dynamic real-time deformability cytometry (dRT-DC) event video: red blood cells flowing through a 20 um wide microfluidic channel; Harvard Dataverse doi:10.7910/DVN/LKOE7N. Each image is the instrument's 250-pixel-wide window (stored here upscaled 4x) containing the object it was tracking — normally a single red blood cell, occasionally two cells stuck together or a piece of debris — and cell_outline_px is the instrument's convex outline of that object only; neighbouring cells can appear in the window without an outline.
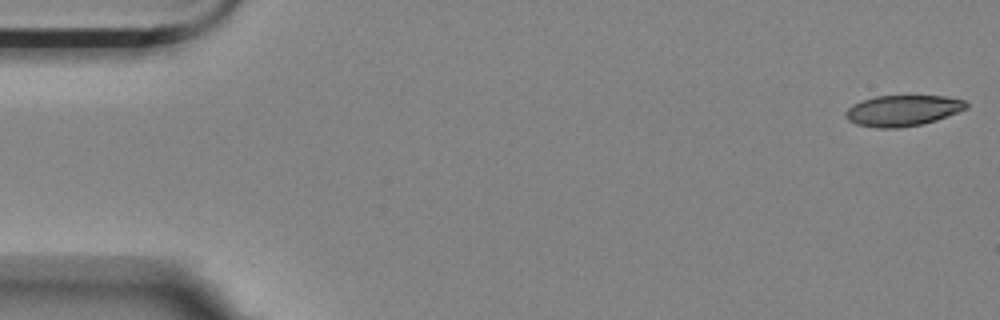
{"species": "Egyptian fruit bat (a non-hibernating species)", "species_latin": "Rousettus aegyptiacus", "temperature_condition": "room temperature", "stored_images_in_passage": 46, "camera_frame_rate_fps": 3000, "um_per_image_px": 0.085, "animal": {"sex": "female"}, "frame": {"image": 1, "passage_image": 1, "time_ms": 0.0, "image_size_px": [1000, 320], "cell_outline_px": [[968, 108], [936, 120], [920, 124], [896, 128], [876, 128], [856, 124], [848, 120], [844, 116], [844, 112], [852, 104], [876, 96], [944, 96], [964, 100], [968, 104]], "centroid_in_image_um": [76.7, 9.4], "position_along_channel_um": 8.3, "area_um2": 21.62}}
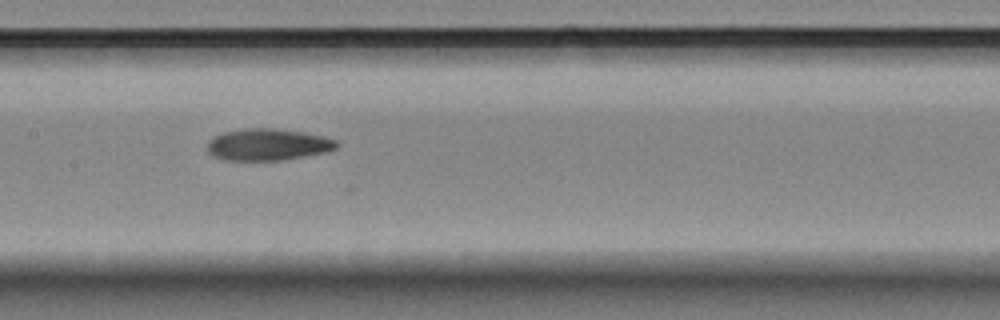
{"frame": {"image": 2, "passage_image": 27, "time_ms": 8.667, "image_size_px": [1000, 320], "cell_outline_px": [[340, 144], [336, 148], [328, 152], [280, 160], [224, 160], [212, 156], [208, 152], [208, 140], [212, 136], [224, 132], [244, 128], [272, 128], [304, 132], [336, 140]], "centroid_in_image_um": [22.74, 12.29], "position_along_channel_um": 184.7, "area_um2": 23.99}}
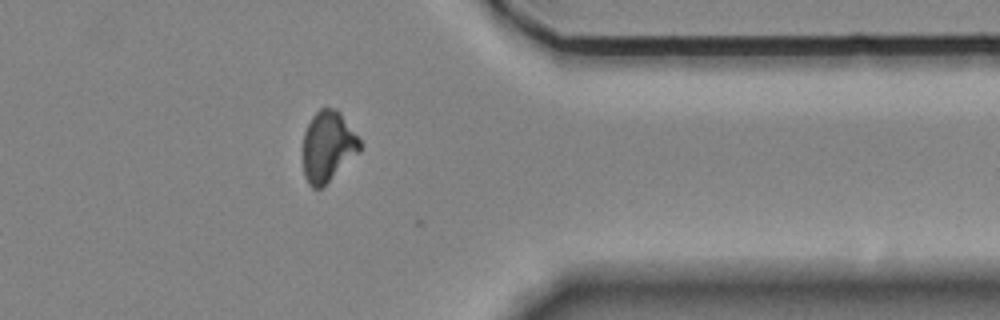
{"frame": {"image": 3, "passage_image": 45, "time_ms": 14.667, "image_size_px": [1000, 320], "cell_outline_px": [[360, 152], [320, 188], [312, 188], [308, 184], [304, 176], [304, 132], [312, 116], [320, 108], [336, 108], [340, 112], [360, 140]], "centroid_in_image_um": [27.87, 12.43], "position_along_channel_um": 383.5, "area_um2": 23.06}, "authors_computed_cell_mechanics": {"area_um2": 23.6113, "velocity_mm_per_s": 3.5115, "shape_relaxation_time_tau1_ms": 8.1081, "shape_relaxation_time_tau2_ms": 7.6861, "deformation_change_tau1": 0.1914, "deformation_change_tau2": 0.1537}}